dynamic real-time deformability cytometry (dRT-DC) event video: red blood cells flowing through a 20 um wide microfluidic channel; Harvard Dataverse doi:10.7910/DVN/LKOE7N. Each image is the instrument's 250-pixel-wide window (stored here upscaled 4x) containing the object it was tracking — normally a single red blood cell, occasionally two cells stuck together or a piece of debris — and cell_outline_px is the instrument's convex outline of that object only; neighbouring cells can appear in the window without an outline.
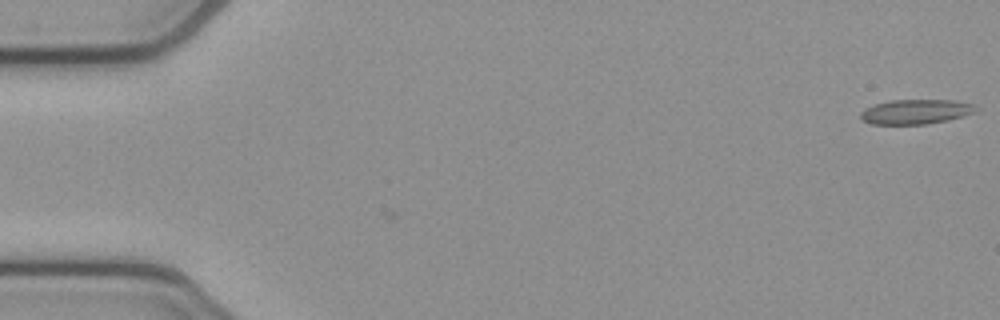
{"species": "common noctule bat (a hibernating species)", "species_latin": "Nyctalus noctula", "temperature_condition": "cold", "stored_images_in_passage": 3, "camera_frame_rate_fps": 3000, "um_per_image_px": 0.085, "animal": {"sex": "female", "body_mass_g": 21.9}, "frame": {"image": 1, "passage_image": 1, "time_ms": 0.0, "image_size_px": [1000, 320], "cell_outline_px": [[980, 108], [976, 112], [964, 116], [948, 120], [924, 124], [872, 124], [860, 120], [860, 112], [864, 108], [888, 100], [956, 100], [976, 104]], "centroid_in_image_um": [77.88, 9.49], "position_along_channel_um": 7.1, "area_um2": 16.88}}